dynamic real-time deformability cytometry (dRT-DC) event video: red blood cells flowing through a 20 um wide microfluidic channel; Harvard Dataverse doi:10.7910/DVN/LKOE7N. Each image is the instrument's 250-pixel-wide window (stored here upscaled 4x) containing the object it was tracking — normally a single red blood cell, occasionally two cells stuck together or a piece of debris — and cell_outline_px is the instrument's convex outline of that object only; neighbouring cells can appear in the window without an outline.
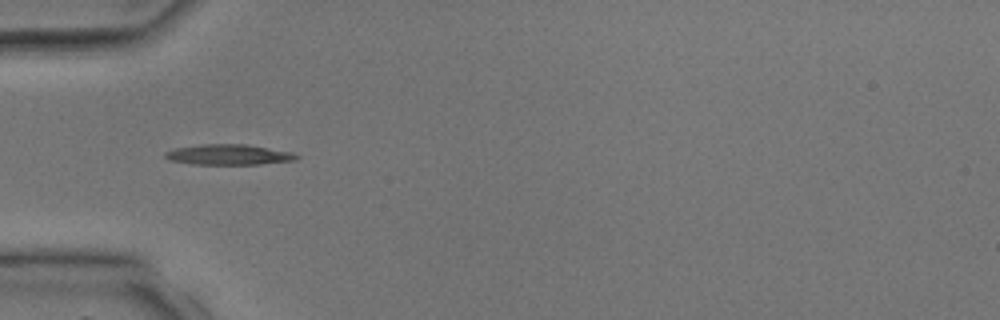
{"species": "common noctule bat (a hibernating species)", "species_latin": "Nyctalus noctula", "temperature_condition": "room temperature", "stored_images_in_passage": 4, "camera_frame_rate_fps": 3000, "um_per_image_px": 0.085, "animal": {"sex": "male", "body_mass_g": 17.9, "forearm_length_mm": 54.2}, "frame": {"image": 1, "passage_image": 4, "time_ms": 3.667, "image_size_px": [1000, 320], "cell_outline_px": [[300, 156], [296, 160], [260, 164], [192, 164], [168, 160], [164, 156], [164, 152], [176, 148], [200, 144], [244, 144], [292, 152]], "centroid_in_image_um": [19.41, 13.14], "position_along_channel_um": 65.6, "area_um2": 15.61}}